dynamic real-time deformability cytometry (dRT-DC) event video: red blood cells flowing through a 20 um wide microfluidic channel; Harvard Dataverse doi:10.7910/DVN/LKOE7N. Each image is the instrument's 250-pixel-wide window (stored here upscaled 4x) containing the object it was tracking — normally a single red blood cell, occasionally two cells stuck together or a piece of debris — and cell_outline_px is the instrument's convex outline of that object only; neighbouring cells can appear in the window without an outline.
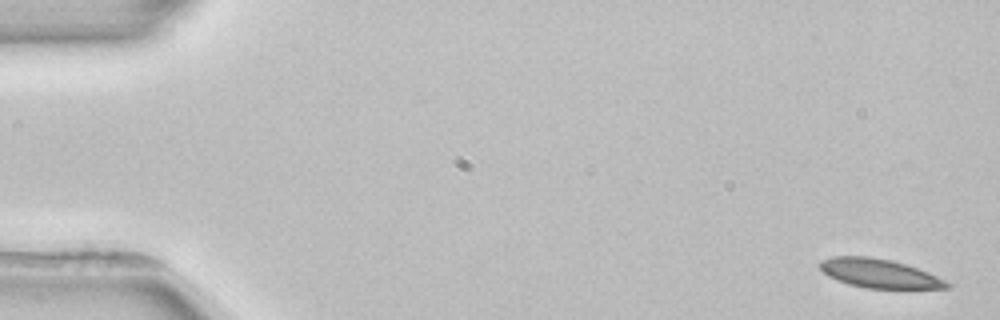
{"species": "common noctule bat (a hibernating species)", "species_latin": "Nyctalus noctula", "temperature_condition": "room temperature", "stored_images_in_passage": 5, "camera_frame_rate_fps": 3000, "um_per_image_px": 0.085, "animal": {"sex": "female", "body_mass_g": 22.7, "forearm_length_mm": 54.2}, "frame": {"image": 1, "passage_image": 1, "time_ms": 0.0, "image_size_px": [1000, 320], "cell_outline_px": [[952, 288], [868, 288], [848, 284], [836, 280], [828, 276], [816, 264], [820, 260], [832, 256], [868, 256], [892, 260], [928, 272], [952, 284]], "centroid_in_image_um": [74.69, 23.23], "position_along_channel_um": 10.3, "area_um2": 21.39}}
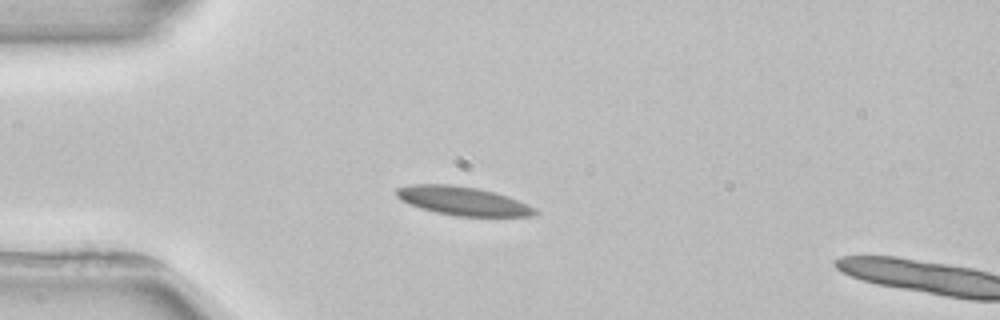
{"frame": {"image": 2, "passage_image": 4, "time_ms": 4.0, "image_size_px": [1000, 320], "cell_outline_px": [[540, 212], [532, 216], [456, 216], [436, 212], [420, 208], [408, 204], [400, 200], [396, 196], [396, 188], [412, 184], [452, 184], [476, 188], [496, 192], [508, 196], [528, 204], [536, 208]], "centroid_in_image_um": [39.35, 17.07], "position_along_channel_um": 45.7, "area_um2": 23.35}}